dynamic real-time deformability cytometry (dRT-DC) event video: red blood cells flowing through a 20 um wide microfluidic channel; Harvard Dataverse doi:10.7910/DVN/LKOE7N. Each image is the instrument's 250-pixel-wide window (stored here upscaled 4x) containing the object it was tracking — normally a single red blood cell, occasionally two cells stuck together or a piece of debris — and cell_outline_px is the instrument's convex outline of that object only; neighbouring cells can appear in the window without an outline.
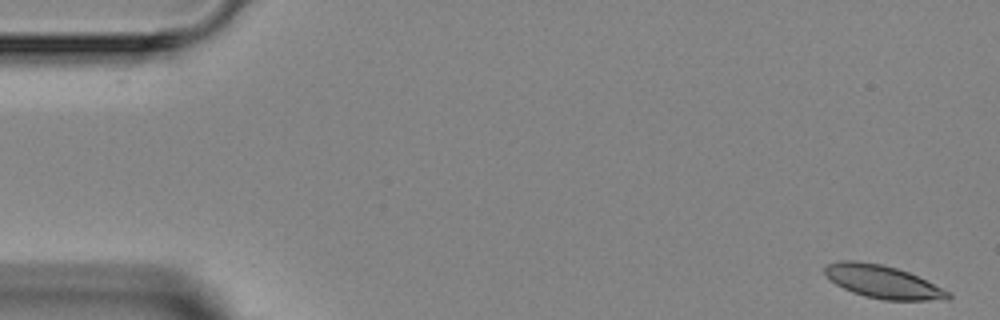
{"species": "Egyptian fruit bat (a non-hibernating species)", "species_latin": "Rousettus aegyptiacus", "temperature_condition": "room temperature", "stored_images_in_passage": 4, "camera_frame_rate_fps": 3000, "um_per_image_px": 0.085, "animal": {"sex": "female"}, "frame": {"image": 1, "passage_image": 1, "time_ms": 0.0, "image_size_px": [1000, 320], "cell_outline_px": [[952, 296], [948, 300], [884, 300], [864, 296], [852, 292], [836, 284], [824, 272], [824, 268], [828, 264], [840, 260], [856, 260], [880, 264], [896, 268], [908, 272], [952, 292]], "centroid_in_image_um": [75.07, 23.96], "position_along_channel_um": 9.9, "area_um2": 23.58}}